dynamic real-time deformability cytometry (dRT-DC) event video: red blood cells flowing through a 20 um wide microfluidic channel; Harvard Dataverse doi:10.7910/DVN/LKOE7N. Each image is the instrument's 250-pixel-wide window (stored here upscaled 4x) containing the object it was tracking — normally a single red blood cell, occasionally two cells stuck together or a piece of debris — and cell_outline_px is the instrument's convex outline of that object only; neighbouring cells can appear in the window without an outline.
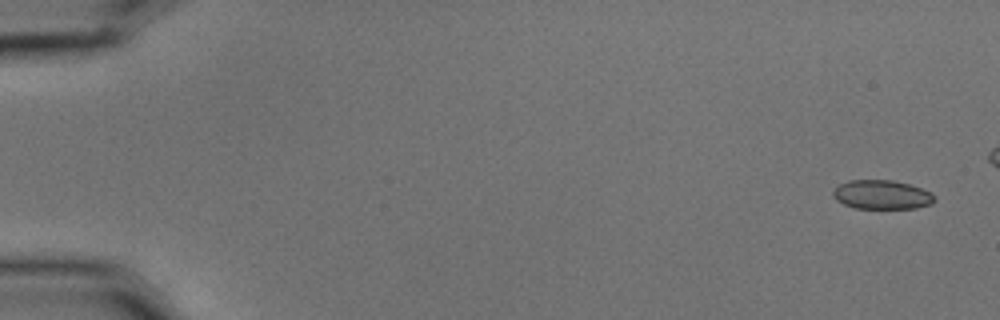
{"species": "common noctule bat (a hibernating species)", "species_latin": "Nyctalus noctula", "temperature_condition": "cold", "stored_images_in_passage": 4, "camera_frame_rate_fps": 3000, "um_per_image_px": 0.085, "animal": {"sex": "male", "body_mass_g": 15.6}, "frame": {"image": 1, "passage_image": 1, "time_ms": 0.0, "image_size_px": [1000, 320], "cell_outline_px": [[936, 200], [932, 204], [916, 208], [856, 208], [844, 204], [836, 200], [832, 196], [832, 192], [840, 184], [848, 180], [892, 180], [908, 184], [932, 192], [936, 196]], "centroid_in_image_um": [74.98, 16.55], "position_along_channel_um": 10.0, "area_um2": 17.22}}